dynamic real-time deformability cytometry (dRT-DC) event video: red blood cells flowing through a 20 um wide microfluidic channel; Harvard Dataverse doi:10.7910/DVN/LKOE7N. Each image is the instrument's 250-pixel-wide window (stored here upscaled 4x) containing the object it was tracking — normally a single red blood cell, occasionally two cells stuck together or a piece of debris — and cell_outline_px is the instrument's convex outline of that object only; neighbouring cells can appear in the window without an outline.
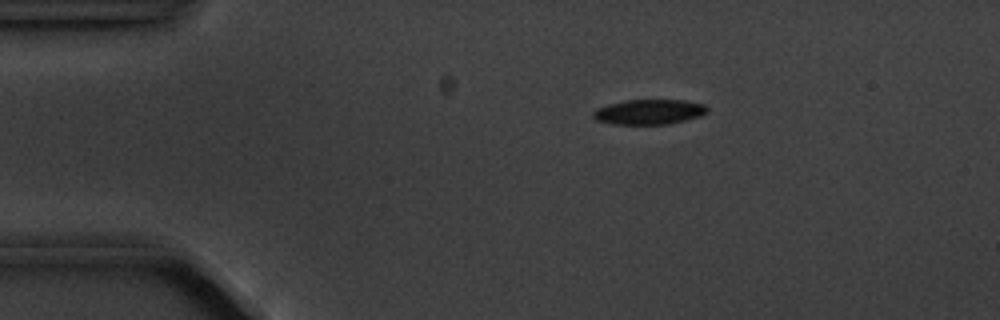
{"species": "common noctule bat (a hibernating species)", "species_latin": "Nyctalus noctula", "temperature_condition": "cold", "stored_images_in_passage": 4, "camera_frame_rate_fps": 3000, "um_per_image_px": 0.085, "animal": {"sex": "male", "body_mass_g": 20.1, "forearm_length_mm": 53.5}, "frame": {"image": 1, "passage_image": 2, "time_ms": 1.333, "image_size_px": [1000, 320], "cell_outline_px": [[708, 112], [700, 116], [668, 124], [612, 124], [596, 120], [592, 116], [592, 112], [596, 108], [608, 104], [628, 100], [684, 100], [704, 104], [708, 108]], "centroid_in_image_um": [55.16, 9.51], "position_along_channel_um": 29.8, "area_um2": 16.65}}